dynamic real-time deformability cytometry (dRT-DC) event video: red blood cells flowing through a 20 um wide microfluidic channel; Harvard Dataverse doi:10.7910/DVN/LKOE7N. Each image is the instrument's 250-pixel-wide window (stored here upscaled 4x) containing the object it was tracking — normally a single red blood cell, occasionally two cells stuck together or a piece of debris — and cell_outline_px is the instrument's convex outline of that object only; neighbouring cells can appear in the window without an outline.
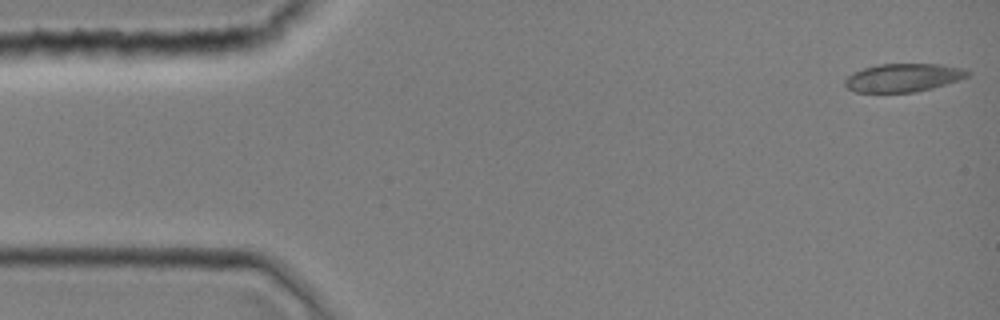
{"species": "common noctule bat (a hibernating species)", "species_latin": "Nyctalus noctula", "temperature_condition": "room temperature", "stored_images_in_passage": 43, "camera_frame_rate_fps": 3000, "um_per_image_px": 0.085, "animal": {"sex": "female", "body_mass_g": 19.0, "forearm_length_mm": 51.5}, "frame": {"image": 1, "passage_image": 1, "time_ms": 0.0, "image_size_px": [1000, 320], "cell_outline_px": [[972, 72], [968, 76], [932, 88], [916, 92], [856, 92], [848, 88], [844, 84], [844, 80], [852, 72], [864, 68], [880, 64], [940, 64], [964, 68]], "centroid_in_image_um": [76.77, 6.59], "position_along_channel_um": 8.2, "area_um2": 20.11}}
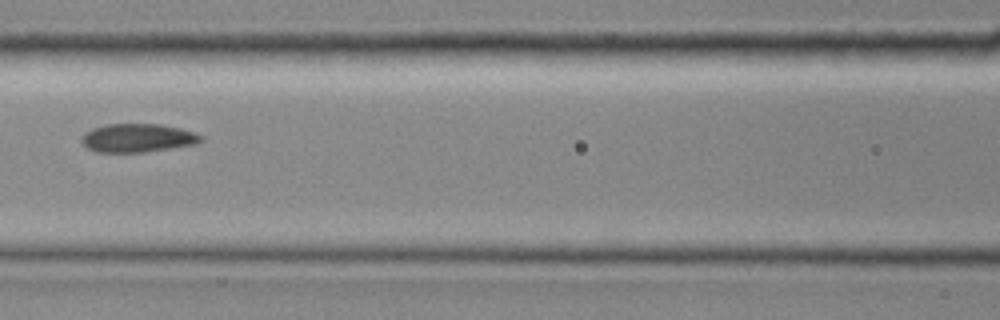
{"frame": {"image": 2, "passage_image": 19, "time_ms": 6.0, "image_size_px": [1000, 320], "cell_outline_px": [[204, 140], [200, 144], [144, 152], [96, 152], [84, 148], [80, 144], [80, 136], [84, 132], [92, 128], [104, 124], [160, 124], [180, 128], [196, 132], [204, 136]], "centroid_in_image_um": [11.69, 11.73], "position_along_channel_um": 154.9, "area_um2": 20.46}}
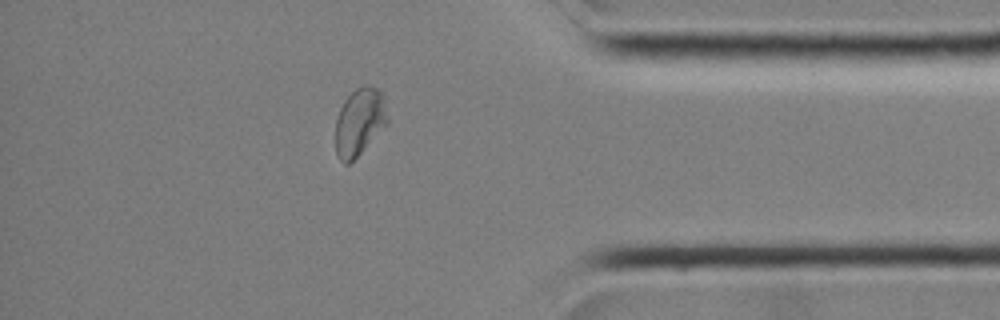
{"frame": {"image": 3, "passage_image": 37, "time_ms": 12.0, "image_size_px": [1000, 320], "cell_outline_px": [[388, 124], [348, 164], [344, 164], [336, 156], [336, 120], [340, 108], [344, 100], [356, 88], [364, 84], [368, 84], [376, 88], [384, 96], [388, 116]], "centroid_in_image_um": [30.57, 10.33], "position_along_channel_um": 404.6, "area_um2": 20.4}}